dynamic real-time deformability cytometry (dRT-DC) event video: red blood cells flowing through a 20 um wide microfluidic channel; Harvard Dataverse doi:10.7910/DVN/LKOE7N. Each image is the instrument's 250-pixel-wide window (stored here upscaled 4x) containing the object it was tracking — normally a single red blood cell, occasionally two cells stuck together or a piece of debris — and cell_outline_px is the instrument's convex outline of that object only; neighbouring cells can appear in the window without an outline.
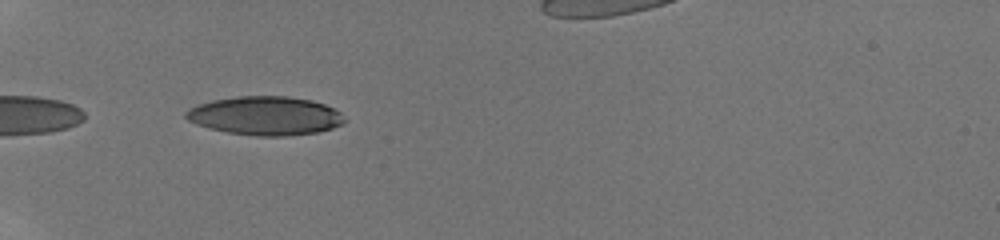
{"species": "human", "species_latin": "Homo sapiens", "temperature_condition": "room temperature", "stored_images_in_passage": 49, "camera_frame_rate_fps": 3000, "um_per_image_px": 0.085, "donor": {"sex": "male"}, "frame": {"image": 1, "passage_image": 1, "time_ms": 0.0, "image_size_px": [1000, 240], "cell_outline_px": [[348, 120], [344, 124], [332, 128], [316, 132], [288, 136], [256, 136], [228, 132], [208, 128], [196, 124], [188, 120], [184, 116], [184, 112], [188, 108], [196, 104], [212, 100], [236, 96], [288, 96], [312, 100], [324, 104], [340, 112]], "centroid_in_image_um": [22.54, 9.83], "position_along_channel_um": 62.5, "area_um2": 36.13}}
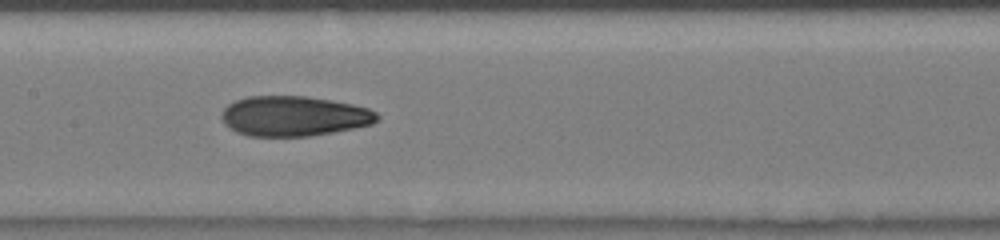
{"frame": {"image": 2, "passage_image": 15, "time_ms": 3.333, "image_size_px": [1000, 240], "cell_outline_px": [[380, 116], [372, 124], [332, 132], [308, 136], [248, 136], [236, 132], [228, 128], [224, 124], [220, 116], [220, 112], [228, 104], [236, 100], [248, 96], [304, 96], [352, 104], [368, 108], [376, 112]], "centroid_in_image_um": [24.92, 9.87], "position_along_channel_um": 182.5, "area_um2": 36.3}}
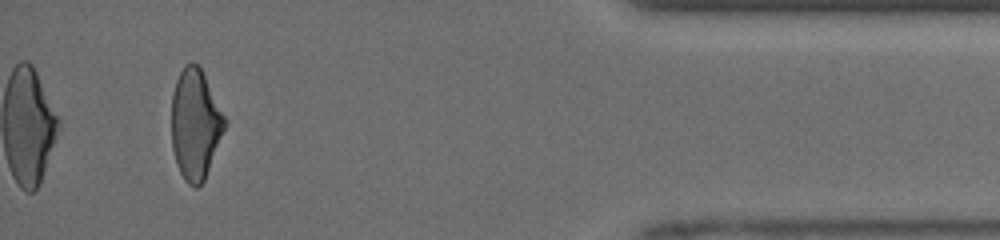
{"frame": {"image": 3, "passage_image": 45, "time_ms": 10.0, "image_size_px": [1000, 240], "cell_outline_px": [[224, 128], [204, 180], [196, 188], [188, 184], [184, 180], [176, 164], [172, 148], [172, 92], [176, 80], [184, 64], [196, 64], [200, 68], [224, 116]], "centroid_in_image_um": [16.55, 10.59], "position_along_channel_um": 418.6, "area_um2": 33.29}}